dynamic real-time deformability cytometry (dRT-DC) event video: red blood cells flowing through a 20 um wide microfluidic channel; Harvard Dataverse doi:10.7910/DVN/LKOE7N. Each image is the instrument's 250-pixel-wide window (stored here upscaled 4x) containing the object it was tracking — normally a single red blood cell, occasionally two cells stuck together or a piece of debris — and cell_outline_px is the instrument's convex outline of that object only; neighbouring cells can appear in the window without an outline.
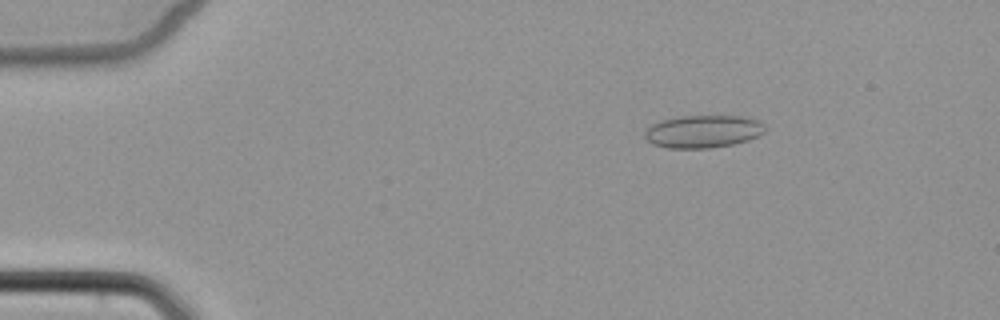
{"species": "common noctule bat (a hibernating species)", "species_latin": "Nyctalus noctula", "temperature_condition": "cold", "stored_images_in_passage": 6, "camera_frame_rate_fps": 3000, "um_per_image_px": 0.085, "animal": {"sex": "female", "body_mass_g": 22.7, "forearm_length_mm": 54.2}, "frame": {"image": 1, "passage_image": 3, "time_ms": 2.667, "image_size_px": [1000, 320], "cell_outline_px": [[764, 132], [748, 140], [732, 144], [708, 148], [668, 148], [652, 144], [644, 136], [644, 132], [652, 124], [660, 120], [680, 116], [744, 116], [756, 120], [764, 124]], "centroid_in_image_um": [59.73, 11.17], "position_along_channel_um": 25.3, "area_um2": 22.77}}